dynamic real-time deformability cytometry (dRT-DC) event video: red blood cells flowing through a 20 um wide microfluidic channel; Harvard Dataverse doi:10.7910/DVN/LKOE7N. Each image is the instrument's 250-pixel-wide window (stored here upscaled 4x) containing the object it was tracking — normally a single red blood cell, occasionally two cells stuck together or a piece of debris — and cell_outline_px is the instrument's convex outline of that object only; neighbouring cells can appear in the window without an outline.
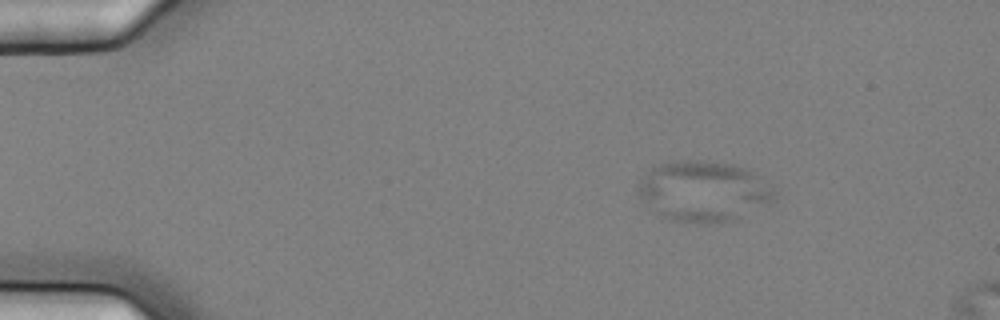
{"species": "common noctule bat (a hibernating species)", "species_latin": "Nyctalus noctula", "temperature_condition": "cold", "stored_images_in_passage": 6, "camera_frame_rate_fps": 3000, "um_per_image_px": 0.085, "animal": {"sex": "female", "body_mass_g": 25.1}, "frame": {"image": 1, "passage_image": 3, "time_ms": 0.667, "image_size_px": [1000, 320], "cell_outline_px": [[776, 200], [732, 220], [708, 224], [672, 220], [656, 212], [640, 196], [640, 180], [652, 168], [660, 164], [684, 160], [700, 160], [732, 164], [748, 168], [772, 192]], "centroid_in_image_um": [59.79, 16.25], "position_along_channel_um": 25.2, "area_um2": 46.76}}